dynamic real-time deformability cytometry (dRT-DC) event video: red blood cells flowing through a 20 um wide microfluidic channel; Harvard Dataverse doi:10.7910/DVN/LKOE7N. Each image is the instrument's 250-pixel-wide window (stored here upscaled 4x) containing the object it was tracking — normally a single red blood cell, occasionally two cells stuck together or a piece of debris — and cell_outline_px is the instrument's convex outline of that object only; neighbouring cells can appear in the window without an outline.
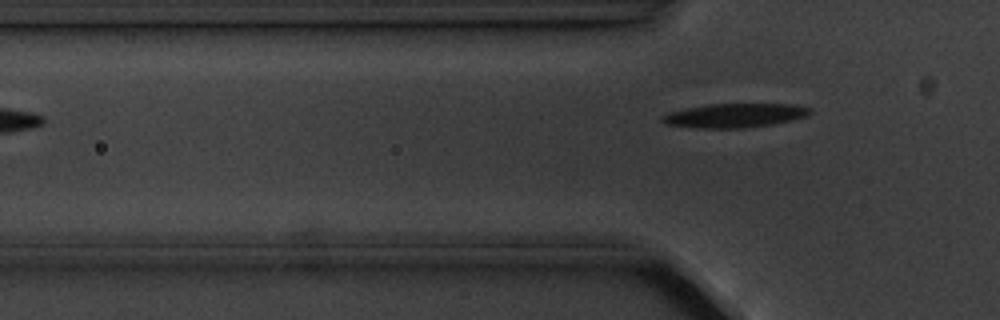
{"species": "common noctule bat (a hibernating species)", "species_latin": "Nyctalus noctula", "temperature_condition": "cold", "stored_images_in_passage": 5, "camera_frame_rate_fps": 3000, "um_per_image_px": 0.085, "animal": {"sex": "male", "body_mass_g": 20.1, "forearm_length_mm": 53.5}, "frame": {"image": 1, "passage_image": 5, "time_ms": 5.0, "image_size_px": [1000, 320], "cell_outline_px": [[812, 112], [808, 116], [792, 120], [772, 124], [744, 128], [696, 128], [668, 124], [660, 120], [660, 116], [668, 112], [708, 104], [796, 104], [812, 108]], "centroid_in_image_um": [62.48, 9.81], "position_along_channel_um": 63.3, "area_um2": 20.81}}